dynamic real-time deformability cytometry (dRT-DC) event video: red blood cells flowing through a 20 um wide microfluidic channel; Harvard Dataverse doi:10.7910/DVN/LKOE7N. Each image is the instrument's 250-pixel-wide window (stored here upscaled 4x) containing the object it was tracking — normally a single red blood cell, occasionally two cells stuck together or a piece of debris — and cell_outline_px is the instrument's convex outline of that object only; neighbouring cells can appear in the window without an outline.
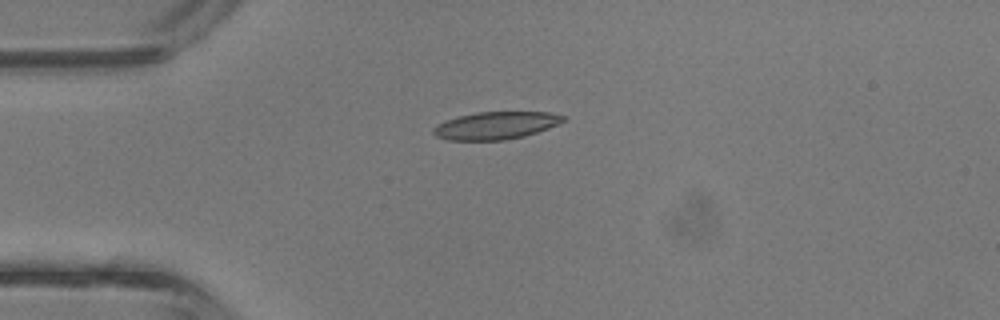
{"species": "common noctule bat (a hibernating species)", "species_latin": "Nyctalus noctula", "temperature_condition": "room temperature", "stored_images_in_passage": 4, "camera_frame_rate_fps": 3000, "um_per_image_px": 0.085, "animal": {"sex": "male", "body_mass_g": 13.3}, "frame": {"image": 1, "passage_image": 3, "time_ms": 0.667, "image_size_px": [1000, 320], "cell_outline_px": [[568, 116], [564, 120], [548, 128], [524, 136], [504, 140], [448, 140], [436, 136], [432, 132], [432, 128], [456, 116], [476, 112], [548, 112]], "centroid_in_image_um": [42.14, 10.66], "position_along_channel_um": 42.9, "area_um2": 20.69}}